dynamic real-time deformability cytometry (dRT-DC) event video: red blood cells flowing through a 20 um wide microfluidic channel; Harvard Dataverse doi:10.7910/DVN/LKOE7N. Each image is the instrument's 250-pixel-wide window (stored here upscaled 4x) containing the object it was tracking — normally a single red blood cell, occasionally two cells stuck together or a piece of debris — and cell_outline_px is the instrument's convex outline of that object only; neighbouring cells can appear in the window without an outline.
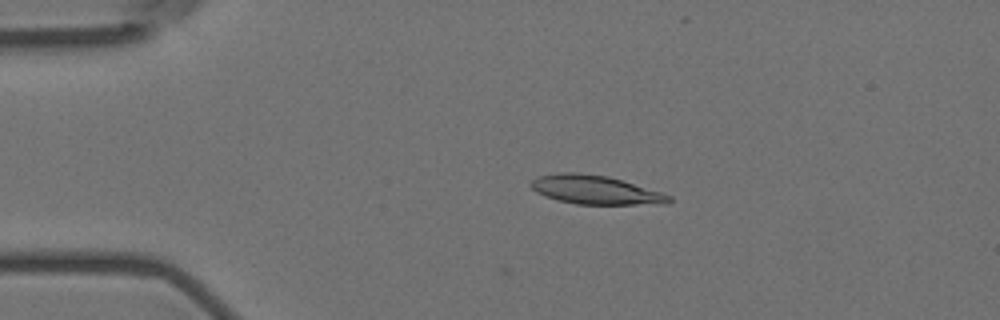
{"species": "Egyptian fruit bat (a non-hibernating species)", "species_latin": "Rousettus aegyptiacus", "temperature_condition": "room temperature", "stored_images_in_passage": 57, "camera_frame_rate_fps": 3000, "um_per_image_px": 0.085, "animal": {"sex": "female"}, "frame": {"image": 1, "passage_image": 12, "time_ms": 3.667, "image_size_px": [1000, 320], "cell_outline_px": [[672, 200], [668, 204], [576, 204], [556, 200], [544, 196], [536, 192], [528, 184], [536, 176], [556, 172], [576, 172], [608, 176], [660, 192], [672, 196]], "centroid_in_image_um": [50.54, 16.13], "position_along_channel_um": 34.5, "area_um2": 23.29}}
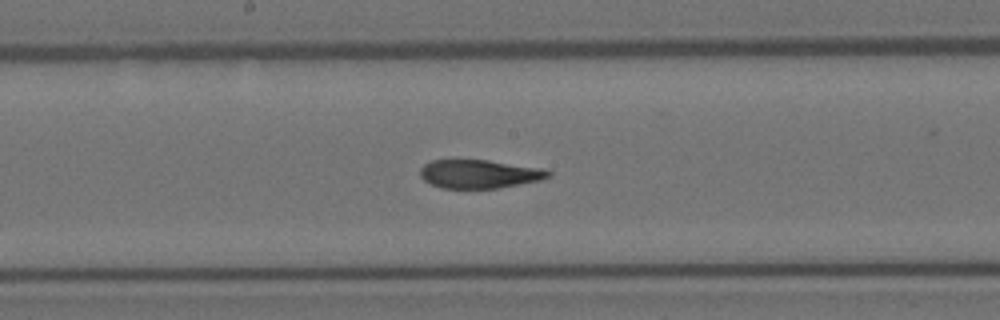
{"frame": {"image": 2, "passage_image": 30, "time_ms": 9.667, "image_size_px": [1000, 320], "cell_outline_px": [[552, 176], [540, 180], [500, 188], [440, 188], [424, 180], [420, 176], [420, 168], [424, 164], [432, 160], [488, 160], [544, 168], [552, 172]], "centroid_in_image_um": [40.77, 14.78], "position_along_channel_um": 207.4, "area_um2": 21.44}}
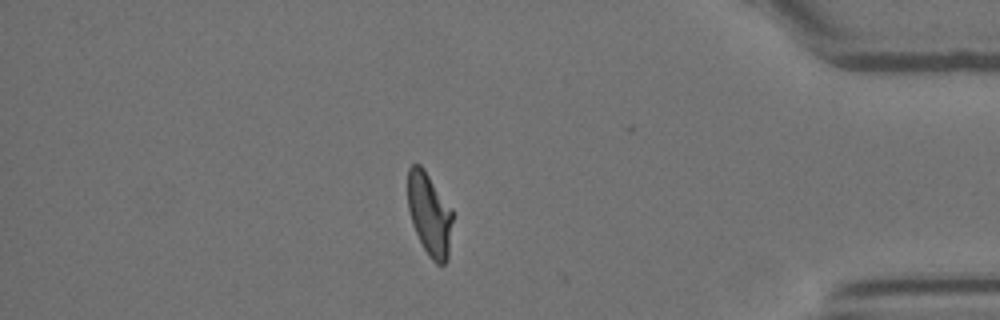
{"frame": {"image": 3, "passage_image": 49, "time_ms": 16.0, "image_size_px": [1000, 320], "cell_outline_px": [[452, 220], [448, 260], [444, 264], [436, 264], [428, 256], [412, 224], [408, 208], [408, 168], [412, 164], [420, 164], [424, 168], [452, 208]], "centroid_in_image_um": [36.51, 18.2], "position_along_channel_um": 398.7, "area_um2": 21.68}, "authors_computed_cell_mechanics": {"area_um2": 22.542, "velocity_mm_per_s": 3.5842, "shape_relaxation_time_tau1_ms": 8.212, "shape_relaxation_time_tau2_ms": 1.8278, "deformation_change_tau1": 0.2786, "deformation_change_tau2": 0.098}}